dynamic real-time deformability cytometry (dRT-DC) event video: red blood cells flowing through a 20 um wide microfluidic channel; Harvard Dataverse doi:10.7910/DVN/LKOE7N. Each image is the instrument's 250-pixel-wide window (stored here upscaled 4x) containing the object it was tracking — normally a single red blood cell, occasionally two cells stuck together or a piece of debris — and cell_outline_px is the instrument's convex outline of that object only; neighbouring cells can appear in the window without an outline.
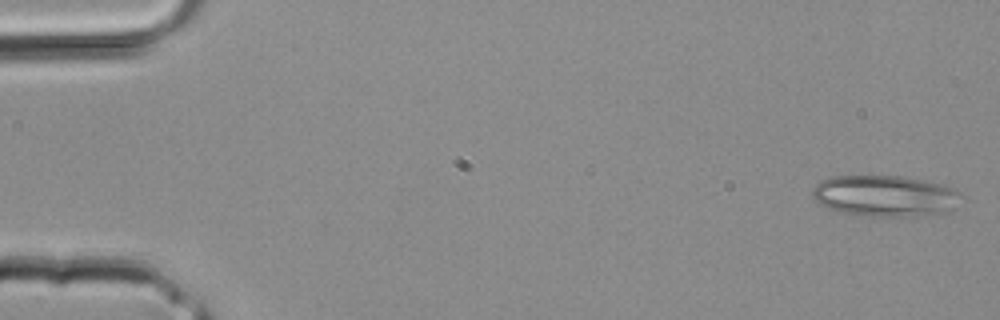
{"species": "common noctule bat (a hibernating species)", "species_latin": "Nyctalus noctula", "temperature_condition": "room temperature", "stored_images_in_passage": 5, "camera_frame_rate_fps": 3000, "um_per_image_px": 0.085, "animal": {"sex": "male", "body_mass_g": 20.4}, "frame": {"image": 1, "passage_image": 1, "time_ms": 0.0, "image_size_px": [1000, 320], "cell_outline_px": [[964, 196], [948, 212], [916, 216], [868, 216], [840, 212], [828, 208], [820, 204], [812, 196], [812, 192], [816, 184], [820, 180], [832, 176], [904, 176], [940, 184], [952, 188], [960, 192]], "centroid_in_image_um": [75.22, 16.65], "position_along_channel_um": 9.8, "area_um2": 35.72}}